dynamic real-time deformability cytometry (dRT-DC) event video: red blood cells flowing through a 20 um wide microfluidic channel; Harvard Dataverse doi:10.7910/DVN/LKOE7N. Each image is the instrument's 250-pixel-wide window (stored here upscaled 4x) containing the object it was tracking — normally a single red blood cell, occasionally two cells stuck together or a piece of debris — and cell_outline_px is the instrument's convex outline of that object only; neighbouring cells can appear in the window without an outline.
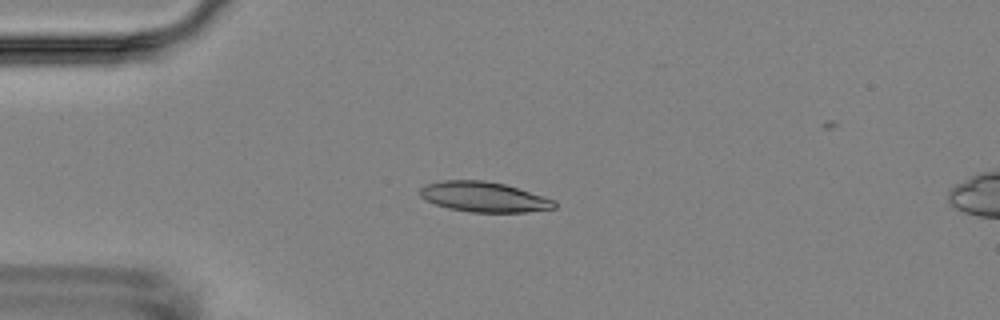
{"species": "Egyptian fruit bat (a non-hibernating species)", "species_latin": "Rousettus aegyptiacus", "temperature_condition": "room temperature", "stored_images_in_passage": 10, "camera_frame_rate_fps": 3000, "um_per_image_px": 0.085, "animal": {"sex": "female"}, "frame": {"image": 1, "passage_image": 4, "time_ms": 4.333, "image_size_px": [1000, 320], "cell_outline_px": [[556, 208], [528, 212], [468, 212], [448, 208], [436, 204], [420, 196], [420, 188], [424, 184], [444, 180], [484, 180], [504, 184], [544, 196], [556, 200]], "centroid_in_image_um": [41.15, 16.74], "position_along_channel_um": 43.9, "area_um2": 23.64}}
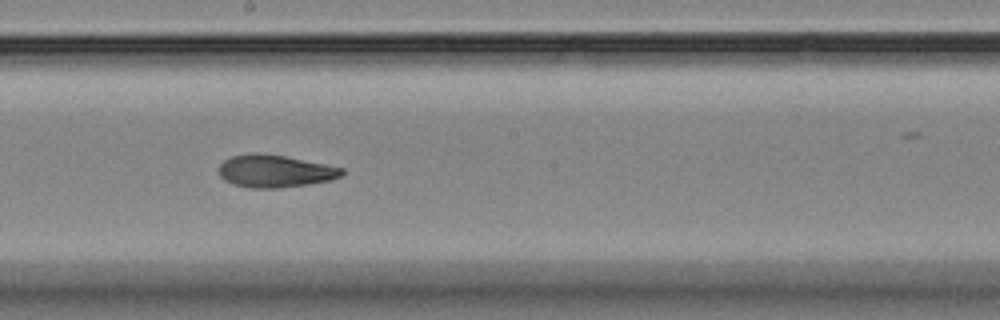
{"frame": {"image": 2, "passage_image": 9, "time_ms": 10.0, "image_size_px": [1000, 320], "cell_outline_px": [[344, 172], [340, 176], [332, 180], [308, 184], [276, 188], [252, 188], [232, 184], [224, 180], [220, 176], [220, 164], [224, 160], [232, 156], [256, 152], [288, 156], [344, 168]], "centroid_in_image_um": [23.38, 14.54], "position_along_channel_um": 224.8, "area_um2": 23.35}}
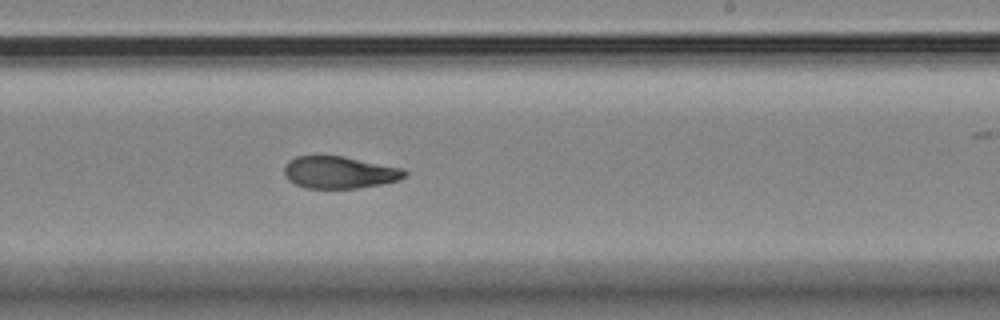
{"frame": {"image": 3, "passage_image": 10, "time_ms": 11.0, "image_size_px": [1000, 320], "cell_outline_px": [[408, 172], [400, 180], [380, 184], [356, 188], [304, 188], [288, 180], [284, 176], [284, 168], [288, 160], [296, 156], [344, 156], [404, 168]], "centroid_in_image_um": [28.85, 14.65], "position_along_channel_um": 260.2, "area_um2": 22.66}}